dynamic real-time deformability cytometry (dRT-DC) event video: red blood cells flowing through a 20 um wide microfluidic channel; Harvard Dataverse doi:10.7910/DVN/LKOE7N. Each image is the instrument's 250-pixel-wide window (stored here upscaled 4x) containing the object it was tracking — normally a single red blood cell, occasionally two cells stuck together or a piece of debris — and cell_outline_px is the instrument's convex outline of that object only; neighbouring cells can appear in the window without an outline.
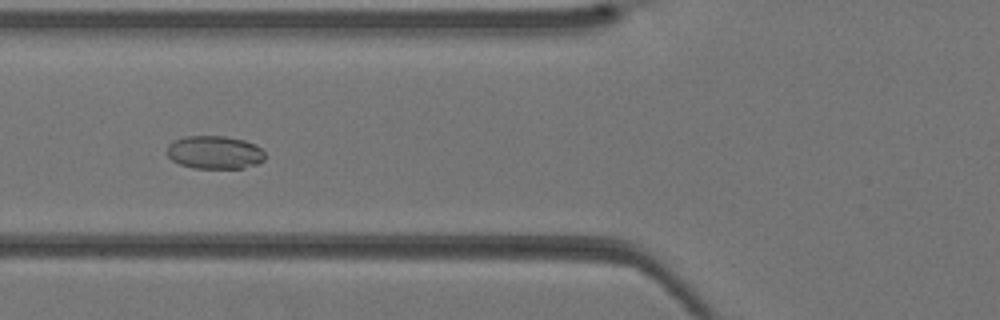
{"species": "Egyptian fruit bat (a non-hibernating species)", "species_latin": "Rousettus aegyptiacus", "temperature_condition": "warm", "stored_images_in_passage": 34, "camera_frame_rate_fps": 3000, "um_per_image_px": 0.085, "animal": {"sex": "female"}, "frame": {"image": 1, "passage_image": 9, "time_ms": 2.667, "image_size_px": [1000, 320], "cell_outline_px": [[264, 160], [256, 164], [244, 168], [192, 168], [180, 164], [172, 160], [168, 156], [168, 144], [172, 140], [184, 136], [224, 136], [244, 140], [256, 144], [264, 152]], "centroid_in_image_um": [18.23, 12.94], "position_along_channel_um": 107.6, "area_um2": 19.02}}
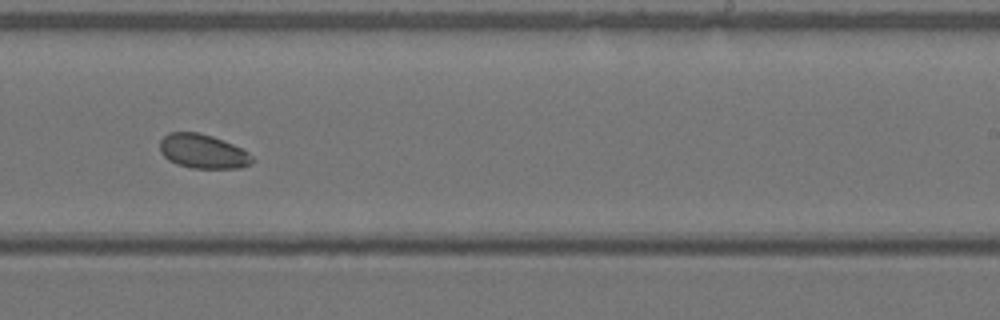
{"frame": {"image": 2, "passage_image": 19, "time_ms": 6.0, "image_size_px": [1000, 320], "cell_outline_px": [[252, 160], [248, 164], [240, 168], [192, 168], [176, 164], [168, 160], [160, 152], [160, 140], [168, 132], [196, 132], [212, 136], [232, 144], [240, 148], [252, 156]], "centroid_in_image_um": [17.18, 12.86], "position_along_channel_um": 271.8, "area_um2": 18.21}}
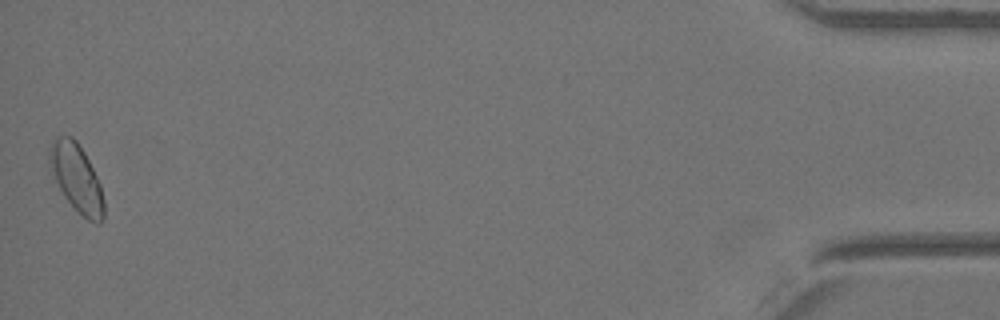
{"frame": {"image": 3, "passage_image": 34, "time_ms": 11.0, "image_size_px": [1000, 320], "cell_outline_px": [[104, 220], [100, 224], [96, 224], [88, 220], [64, 196], [56, 180], [48, 160], [48, 152], [56, 136], [72, 136], [76, 140], [84, 152], [100, 184], [104, 200]], "centroid_in_image_um": [6.53, 15.13], "position_along_channel_um": 428.7, "area_um2": 21.04}}